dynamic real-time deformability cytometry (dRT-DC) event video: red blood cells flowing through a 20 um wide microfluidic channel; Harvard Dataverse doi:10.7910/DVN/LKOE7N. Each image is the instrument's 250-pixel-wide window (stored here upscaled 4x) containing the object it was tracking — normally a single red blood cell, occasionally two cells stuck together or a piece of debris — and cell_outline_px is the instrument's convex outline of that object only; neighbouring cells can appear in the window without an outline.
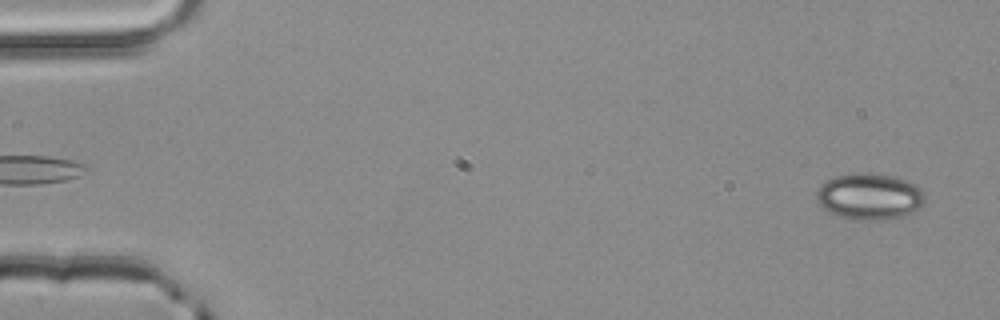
{"species": "common noctule bat (a hibernating species)", "species_latin": "Nyctalus noctula", "temperature_condition": "room temperature", "stored_images_in_passage": 4, "camera_frame_rate_fps": 3000, "um_per_image_px": 0.085, "animal": {"sex": "male", "body_mass_g": 20.4}, "frame": {"image": 1, "passage_image": 4, "time_ms": 1.0, "image_size_px": [1000, 320], "cell_outline_px": [[924, 200], [920, 208], [904, 216], [884, 220], [856, 220], [840, 216], [828, 212], [816, 200], [816, 192], [820, 184], [836, 176], [852, 172], [864, 172], [892, 176], [916, 184], [924, 192]], "centroid_in_image_um": [73.9, 16.7], "position_along_channel_um": 11.1, "area_um2": 29.48}}